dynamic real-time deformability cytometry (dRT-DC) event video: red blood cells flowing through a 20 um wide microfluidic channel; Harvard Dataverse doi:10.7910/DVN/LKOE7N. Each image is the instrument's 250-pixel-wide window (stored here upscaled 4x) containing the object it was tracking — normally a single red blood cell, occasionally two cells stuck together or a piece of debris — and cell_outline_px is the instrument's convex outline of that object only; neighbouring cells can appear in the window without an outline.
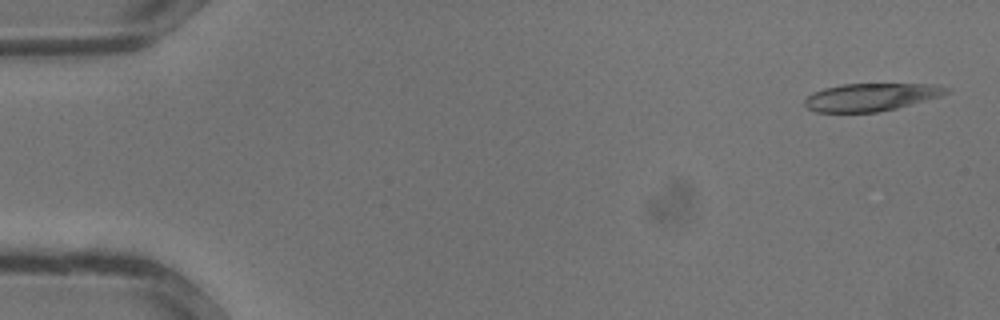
{"species": "common noctule bat (a hibernating species)", "species_latin": "Nyctalus noctula", "temperature_condition": "warm", "stored_images_in_passage": 33, "camera_frame_rate_fps": 3000, "um_per_image_px": 0.085, "animal": {"sex": "male", "body_mass_g": 13.3}, "frame": {"image": 1, "passage_image": 1, "time_ms": 0.0, "image_size_px": [1000, 320], "cell_outline_px": [[952, 88], [948, 92], [940, 96], [896, 108], [876, 112], [816, 112], [808, 108], [804, 104], [804, 100], [812, 92], [824, 88], [844, 84], [928, 84]], "centroid_in_image_um": [74.0, 8.25], "position_along_channel_um": 11.0, "area_um2": 22.66}}
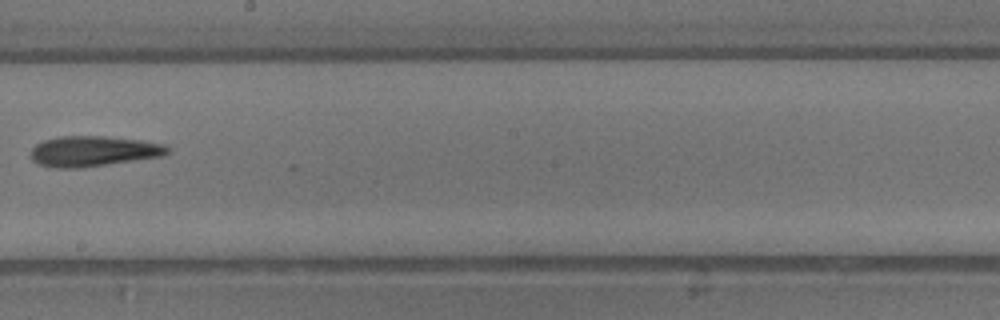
{"frame": {"image": 2, "passage_image": 19, "time_ms": 6.0, "image_size_px": [1000, 320], "cell_outline_px": [[172, 152], [164, 156], [80, 168], [48, 168], [36, 164], [32, 160], [32, 148], [36, 144], [44, 140], [56, 136], [104, 136], [144, 140], [164, 144], [172, 148]], "centroid_in_image_um": [7.97, 12.85], "position_along_channel_um": 240.2, "area_um2": 24.74}}
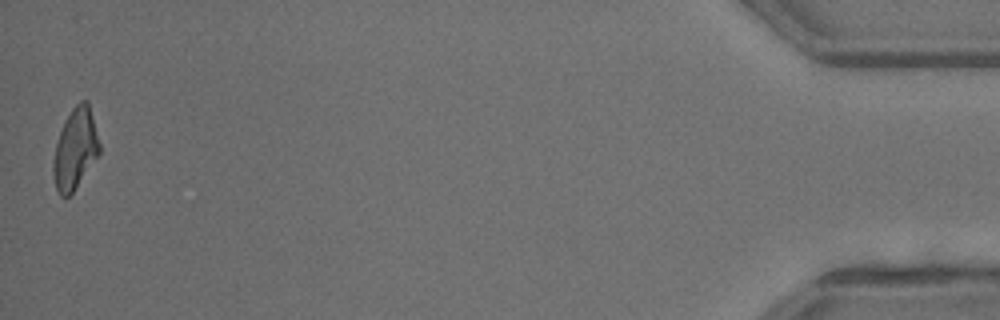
{"frame": {"image": 3, "passage_image": 33, "time_ms": 10.667, "image_size_px": [1000, 320], "cell_outline_px": [[100, 152], [72, 192], [68, 196], [60, 196], [56, 188], [52, 172], [52, 164], [56, 144], [60, 132], [72, 108], [80, 100], [88, 100], [100, 144]], "centroid_in_image_um": [6.39, 12.64], "position_along_channel_um": 428.8, "area_um2": 21.27}}